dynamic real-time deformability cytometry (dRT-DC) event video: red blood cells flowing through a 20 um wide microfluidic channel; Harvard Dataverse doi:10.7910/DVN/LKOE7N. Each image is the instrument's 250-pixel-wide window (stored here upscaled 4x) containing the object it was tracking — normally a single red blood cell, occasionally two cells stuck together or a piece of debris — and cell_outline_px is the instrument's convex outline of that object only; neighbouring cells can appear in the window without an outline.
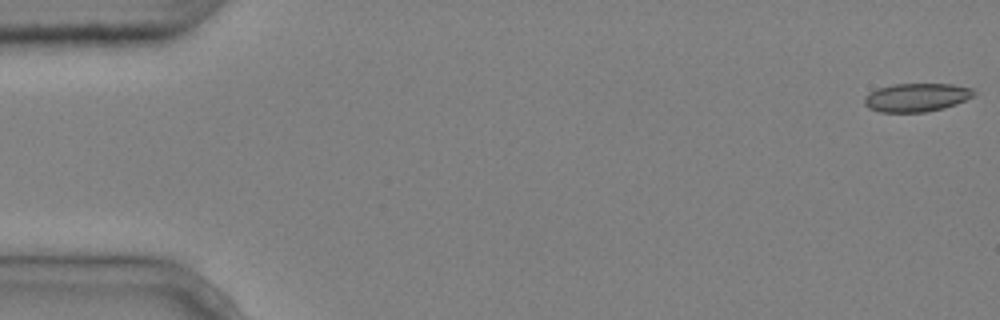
{"species": "common noctule bat (a hibernating species)", "species_latin": "Nyctalus noctula", "temperature_condition": "cold", "stored_images_in_passage": 7, "camera_frame_rate_fps": 3000, "um_per_image_px": 0.085, "animal": {"sex": "male", "body_mass_g": 20.4}, "frame": {"image": 1, "passage_image": 1, "time_ms": 0.0, "image_size_px": [1000, 320], "cell_outline_px": [[976, 92], [972, 96], [956, 104], [944, 108], [924, 112], [880, 112], [868, 108], [864, 104], [864, 96], [876, 88], [892, 84], [952, 84], [972, 88]], "centroid_in_image_um": [77.86, 8.28], "position_along_channel_um": 7.1, "area_um2": 18.21}}
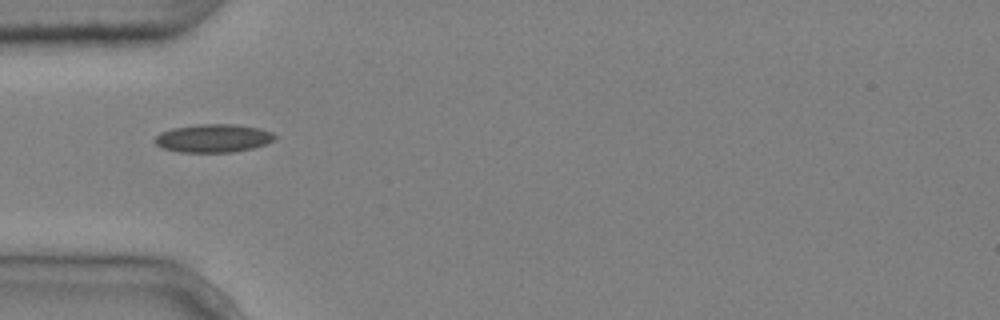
{"frame": {"image": 2, "passage_image": 5, "time_ms": 1.333, "image_size_px": [1000, 320], "cell_outline_px": [[280, 136], [276, 140], [252, 148], [232, 152], [180, 152], [164, 148], [156, 144], [156, 136], [160, 132], [172, 128], [196, 124], [236, 124], [260, 128], [272, 132]], "centroid_in_image_um": [18.19, 11.74], "position_along_channel_um": 66.8, "area_um2": 19.83}}